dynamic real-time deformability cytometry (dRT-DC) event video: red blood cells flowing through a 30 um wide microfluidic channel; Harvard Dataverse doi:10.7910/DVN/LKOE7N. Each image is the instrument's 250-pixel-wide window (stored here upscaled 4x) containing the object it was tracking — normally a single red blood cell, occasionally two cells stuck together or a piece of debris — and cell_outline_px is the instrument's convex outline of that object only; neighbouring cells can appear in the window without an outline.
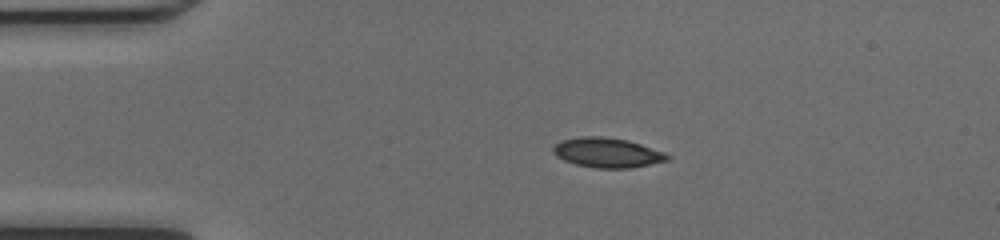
{"species": "common noctule bat (a hibernating species)", "species_latin": "Nyctalus noctula", "temperature_condition": "cold", "stored_images_in_passage": 39, "camera_frame_rate_fps": 3000, "um_per_image_px": 0.085, "animal": {"sex": "female", "body_mass_g": 17.0, "forearm_length_mm": 48.0}, "frame": {"image": 1, "passage_image": 1, "time_ms": 0.0, "image_size_px": [1000, 240], "cell_outline_px": [[672, 156], [668, 160], [632, 168], [596, 168], [576, 164], [564, 160], [556, 156], [552, 152], [552, 148], [556, 144], [564, 140], [580, 136], [604, 136], [628, 140], [664, 152]], "centroid_in_image_um": [51.62, 12.97], "position_along_channel_um": 33.4, "area_um2": 19.77}}
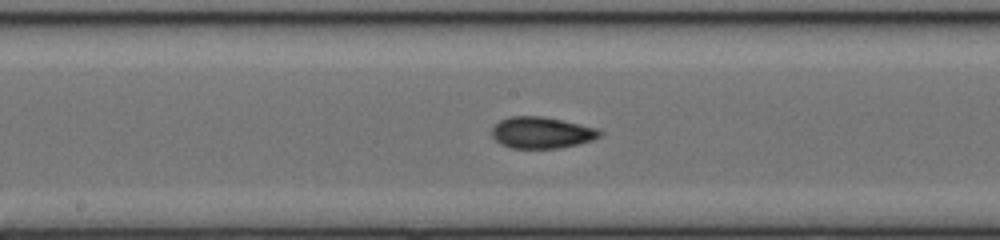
{"frame": {"image": 2, "passage_image": 16, "time_ms": 5.0, "image_size_px": [1000, 240], "cell_outline_px": [[604, 132], [600, 136], [592, 140], [560, 148], [512, 148], [500, 144], [492, 136], [492, 128], [500, 120], [508, 116], [540, 116], [600, 128]], "centroid_in_image_um": [46.05, 11.27], "position_along_channel_um": 202.2, "area_um2": 19.77}}
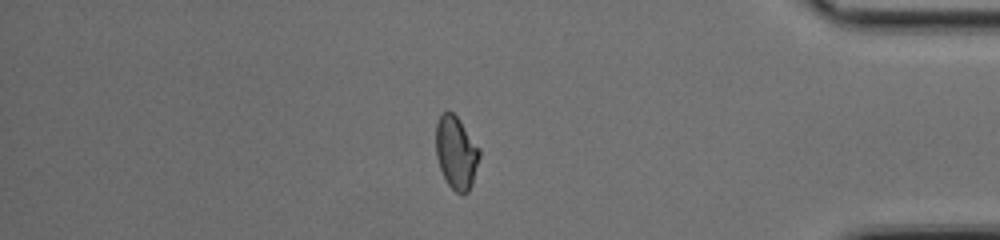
{"frame": {"image": 3, "passage_image": 32, "time_ms": 10.333, "image_size_px": [1000, 240], "cell_outline_px": [[480, 156], [472, 184], [468, 192], [464, 196], [456, 192], [448, 184], [440, 168], [436, 156], [436, 124], [440, 116], [444, 112], [452, 112], [460, 120], [480, 148]], "centroid_in_image_um": [38.79, 12.99], "position_along_channel_um": 396.4, "area_um2": 18.5}, "authors_computed_cell_mechanics": {"area_um2": 18.9584, "velocity_mm_per_s": 4.2709, "shape_relaxation_time_tau1_ms": null, "shape_relaxation_time_tau2_ms": 1.6239, "deformation_change_tau1": null, "deformation_change_tau2": 0.0677}}